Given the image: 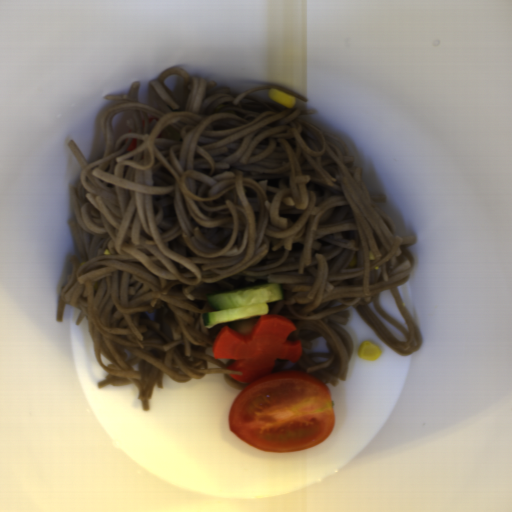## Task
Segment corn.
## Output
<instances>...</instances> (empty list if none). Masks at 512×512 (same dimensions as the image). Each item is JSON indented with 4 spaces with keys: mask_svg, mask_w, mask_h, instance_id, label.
<instances>
[{
    "mask_svg": "<svg viewBox=\"0 0 512 512\" xmlns=\"http://www.w3.org/2000/svg\"><path fill=\"white\" fill-rule=\"evenodd\" d=\"M357 354L359 359L375 361L382 355V351L376 344L365 340L359 345Z\"/></svg>",
    "mask_w": 512,
    "mask_h": 512,
    "instance_id": "1",
    "label": "corn"
},
{
    "mask_svg": "<svg viewBox=\"0 0 512 512\" xmlns=\"http://www.w3.org/2000/svg\"><path fill=\"white\" fill-rule=\"evenodd\" d=\"M269 98L275 100L279 104L284 105L287 108H293L296 105V98L291 96L290 94H285L282 91H279L275 88L268 90Z\"/></svg>",
    "mask_w": 512,
    "mask_h": 512,
    "instance_id": "2",
    "label": "corn"
}]
</instances>
